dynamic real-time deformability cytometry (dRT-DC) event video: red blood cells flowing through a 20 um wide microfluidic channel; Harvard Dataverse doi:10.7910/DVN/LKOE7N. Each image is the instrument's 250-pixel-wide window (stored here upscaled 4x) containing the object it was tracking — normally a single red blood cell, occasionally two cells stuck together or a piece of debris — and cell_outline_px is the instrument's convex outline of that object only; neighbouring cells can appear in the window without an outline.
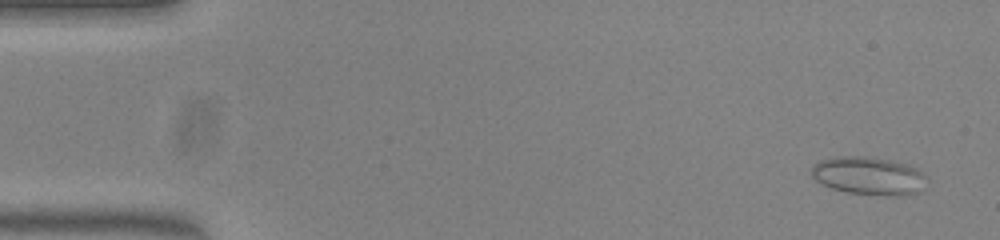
{"species": "common noctule bat (a hibernating species)", "species_latin": "Nyctalus noctula", "temperature_condition": "warm", "stored_images_in_passage": 52, "camera_frame_rate_fps": 3000, "um_per_image_px": 0.085, "animal": {"sex": "female", "body_mass_g": 23.0, "forearm_length_mm": 53.4}, "frame": {"image": 1, "passage_image": 3, "time_ms": 0.667, "image_size_px": [1000, 240], "cell_outline_px": [[928, 188], [920, 192], [908, 196], [888, 196], [844, 192], [832, 188], [816, 180], [812, 176], [812, 164], [820, 160], [836, 156], [864, 156], [892, 160], [908, 164], [916, 168], [928, 176]], "centroid_in_image_um": [73.94, 14.96], "position_along_channel_um": 11.1, "area_um2": 26.3}}
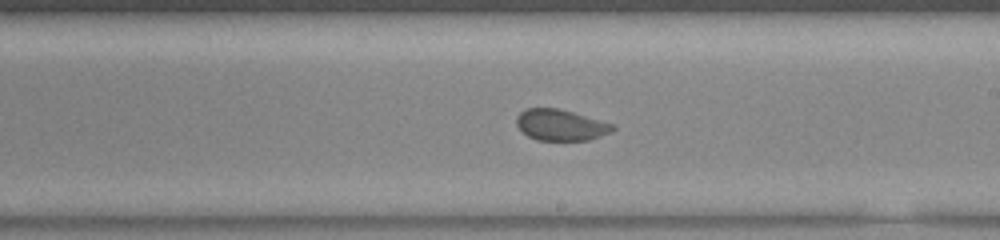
{"frame": {"image": 2, "passage_image": 30, "time_ms": 9.667, "image_size_px": [1000, 240], "cell_outline_px": [[616, 128], [612, 132], [588, 140], [536, 140], [528, 136], [516, 124], [516, 116], [520, 112], [528, 108], [556, 108], [572, 112], [612, 124]], "centroid_in_image_um": [47.64, 10.63], "position_along_channel_um": 241.4, "area_um2": 17.22}}
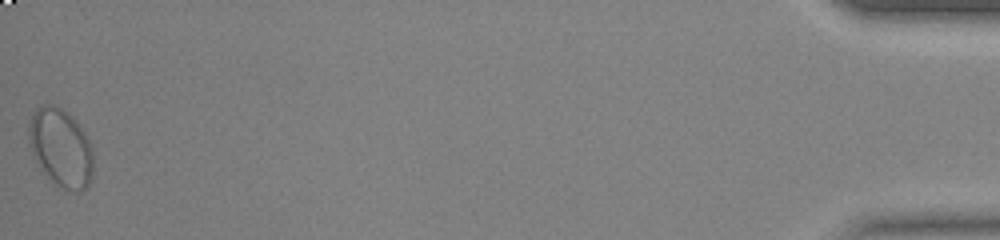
{"frame": {"image": 3, "passage_image": 52, "time_ms": 17.0, "image_size_px": [1000, 240], "cell_outline_px": [[92, 176], [88, 184], [80, 192], [76, 192], [64, 188], [56, 184], [52, 180], [36, 160], [28, 144], [28, 124], [36, 108], [40, 104], [52, 104], [68, 112], [76, 120], [84, 132], [92, 148]], "centroid_in_image_um": [5.16, 12.51], "position_along_channel_um": 430.0, "area_um2": 29.19}, "authors_computed_cell_mechanics": {"area_um2": 19.3052, "velocity_mm_per_s": 3.9433, "shape_relaxation_time_tau1_ms": null, "shape_relaxation_time_tau2_ms": 0.5775, "deformation_change_tau1": null, "deformation_change_tau2": 0.0438}}